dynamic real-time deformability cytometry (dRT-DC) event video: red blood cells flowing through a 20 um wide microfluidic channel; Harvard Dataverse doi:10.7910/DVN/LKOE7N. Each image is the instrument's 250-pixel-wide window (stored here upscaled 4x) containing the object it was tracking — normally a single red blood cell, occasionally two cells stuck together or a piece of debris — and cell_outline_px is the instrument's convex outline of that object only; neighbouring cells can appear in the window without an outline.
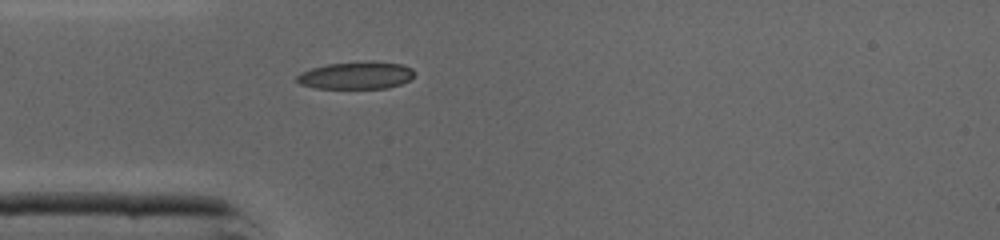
{"species": "common noctule bat (a hibernating species)", "species_latin": "Nyctalus noctula", "temperature_condition": "cold", "stored_images_in_passage": 34, "camera_frame_rate_fps": 3000, "um_per_image_px": 0.085, "animal": {"sex": "male", "body_mass_g": 19.0, "forearm_length_mm": 50.8}, "frame": {"image": 1, "passage_image": 1, "time_ms": 0.0, "image_size_px": [1000, 240], "cell_outline_px": [[412, 76], [408, 80], [400, 84], [388, 88], [316, 88], [300, 84], [296, 80], [296, 76], [300, 72], [312, 68], [328, 64], [400, 64], [412, 68]], "centroid_in_image_um": [30.19, 6.46], "position_along_channel_um": 54.8, "area_um2": 17.69}}
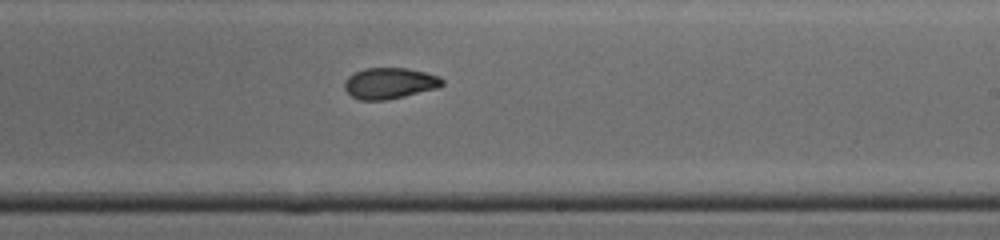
{"frame": {"image": 2, "passage_image": 15, "time_ms": 4.667, "image_size_px": [1000, 240], "cell_outline_px": [[444, 84], [440, 88], [388, 100], [360, 100], [352, 96], [344, 88], [344, 84], [348, 76], [364, 68], [408, 68], [440, 76], [444, 80]], "centroid_in_image_um": [33.16, 7.08], "position_along_channel_um": 255.8, "area_um2": 17.86}}
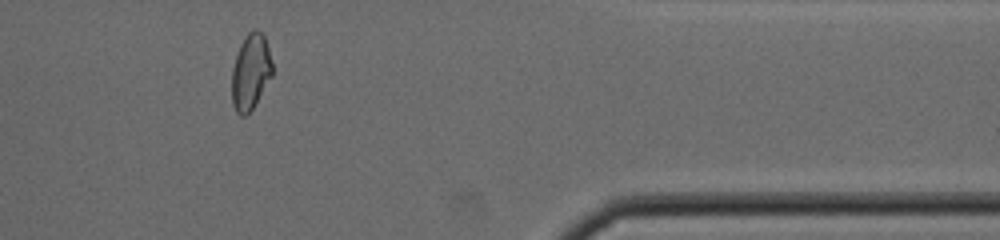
{"frame": {"image": 3, "passage_image": 26, "time_ms": 8.333, "image_size_px": [1000, 240], "cell_outline_px": [[272, 76], [252, 108], [244, 116], [240, 116], [236, 112], [232, 104], [232, 68], [240, 44], [248, 32], [256, 28], [264, 36], [268, 48], [272, 64]], "centroid_in_image_um": [21.29, 6.1], "position_along_channel_um": 390.1, "area_um2": 17.69}, "authors_computed_cell_mechanics": {"area_um2": 18.1203, "velocity_mm_per_s": 4.3838, "shape_relaxation_time_tau1_ms": null, "shape_relaxation_time_tau2_ms": 1.6966, "deformation_change_tau1": null, "deformation_change_tau2": 0.0687}}